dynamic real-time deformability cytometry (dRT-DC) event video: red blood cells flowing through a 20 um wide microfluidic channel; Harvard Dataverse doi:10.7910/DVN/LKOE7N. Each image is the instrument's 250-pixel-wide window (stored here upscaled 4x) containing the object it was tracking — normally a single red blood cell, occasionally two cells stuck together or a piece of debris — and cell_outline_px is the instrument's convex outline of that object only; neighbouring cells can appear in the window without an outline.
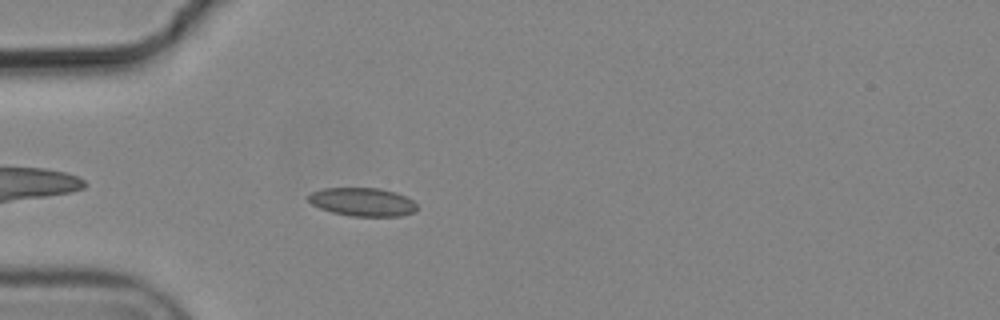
{"species": "common noctule bat (a hibernating species)", "species_latin": "Nyctalus noctula", "temperature_condition": "cold", "stored_images_in_passage": 5, "camera_frame_rate_fps": 3000, "um_per_image_px": 0.085, "animal": {"sex": "male", "body_mass_g": 19.2, "forearm_length_mm": 51.8}, "frame": {"image": 1, "passage_image": 5, "time_ms": 1.333, "image_size_px": [1000, 320], "cell_outline_px": [[416, 212], [400, 216], [352, 216], [332, 212], [320, 208], [312, 204], [308, 200], [308, 196], [312, 192], [324, 188], [380, 188], [396, 192], [412, 200], [416, 204]], "centroid_in_image_um": [30.83, 17.16], "position_along_channel_um": 54.2, "area_um2": 17.92}}